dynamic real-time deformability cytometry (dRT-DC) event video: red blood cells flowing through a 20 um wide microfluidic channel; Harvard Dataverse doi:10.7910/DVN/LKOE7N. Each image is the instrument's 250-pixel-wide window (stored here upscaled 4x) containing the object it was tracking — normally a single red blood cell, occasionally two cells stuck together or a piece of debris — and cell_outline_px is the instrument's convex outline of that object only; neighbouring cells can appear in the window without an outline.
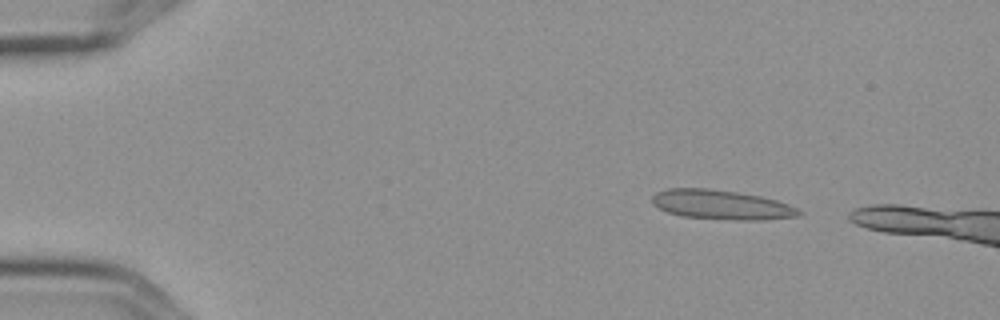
{"species": "Egyptian fruit bat (a non-hibernating species)", "species_latin": "Rousettus aegyptiacus", "temperature_condition": "cold", "stored_images_in_passage": 5, "camera_frame_rate_fps": 3000, "um_per_image_px": 0.085, "frame": {"image": 1, "passage_image": 2, "time_ms": 0.333, "image_size_px": [1000, 320], "cell_outline_px": [[804, 212], [796, 216], [764, 220], [736, 220], [684, 216], [668, 212], [652, 204], [652, 196], [656, 192], [668, 188], [708, 188], [736, 192], [760, 196], [776, 200], [788, 204]], "centroid_in_image_um": [61.31, 17.4], "position_along_channel_um": 23.7, "area_um2": 25.03}}